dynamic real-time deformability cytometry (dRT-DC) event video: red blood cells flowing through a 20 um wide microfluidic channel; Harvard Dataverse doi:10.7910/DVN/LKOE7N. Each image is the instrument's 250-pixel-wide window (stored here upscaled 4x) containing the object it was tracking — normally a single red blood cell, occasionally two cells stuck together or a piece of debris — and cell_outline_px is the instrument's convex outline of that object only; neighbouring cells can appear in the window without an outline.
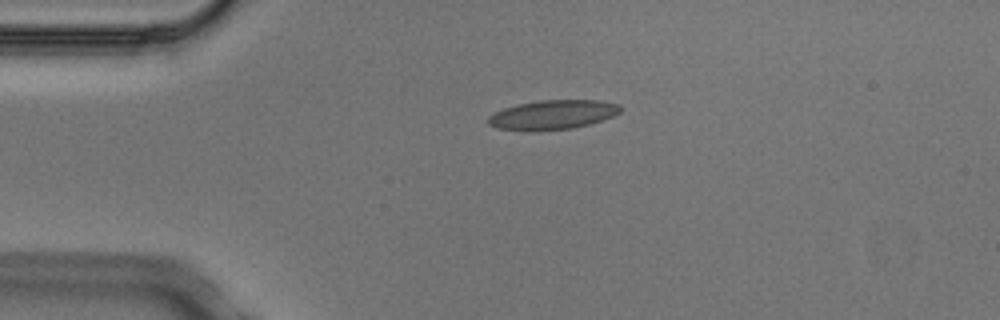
{"species": "Egyptian fruit bat (a non-hibernating species)", "species_latin": "Rousettus aegyptiacus", "temperature_condition": "cold", "stored_images_in_passage": 3, "camera_frame_rate_fps": 3000, "um_per_image_px": 0.085, "animal": {"sex": "male"}, "frame": {"image": 1, "passage_image": 1, "time_ms": 0.0, "image_size_px": [1000, 320], "cell_outline_px": [[620, 112], [604, 120], [572, 128], [496, 128], [488, 124], [488, 116], [504, 108], [516, 104], [540, 100], [600, 100], [620, 104]], "centroid_in_image_um": [47.04, 9.7], "position_along_channel_um": 38.0, "area_um2": 21.73}}
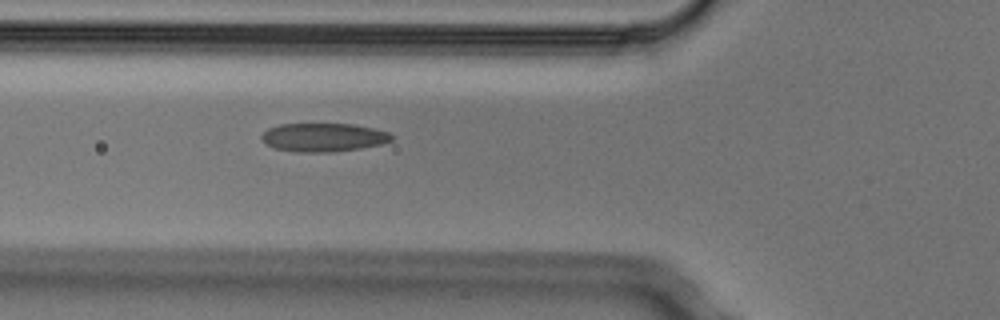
{"frame": {"image": 2, "passage_image": 3, "time_ms": 0.667, "image_size_px": [1000, 320], "cell_outline_px": [[392, 140], [380, 144], [360, 148], [332, 152], [296, 152], [276, 148], [264, 144], [260, 136], [268, 128], [280, 124], [352, 124], [372, 128], [388, 132], [392, 136]], "centroid_in_image_um": [27.45, 11.68], "position_along_channel_um": 98.4, "area_um2": 21.5}}